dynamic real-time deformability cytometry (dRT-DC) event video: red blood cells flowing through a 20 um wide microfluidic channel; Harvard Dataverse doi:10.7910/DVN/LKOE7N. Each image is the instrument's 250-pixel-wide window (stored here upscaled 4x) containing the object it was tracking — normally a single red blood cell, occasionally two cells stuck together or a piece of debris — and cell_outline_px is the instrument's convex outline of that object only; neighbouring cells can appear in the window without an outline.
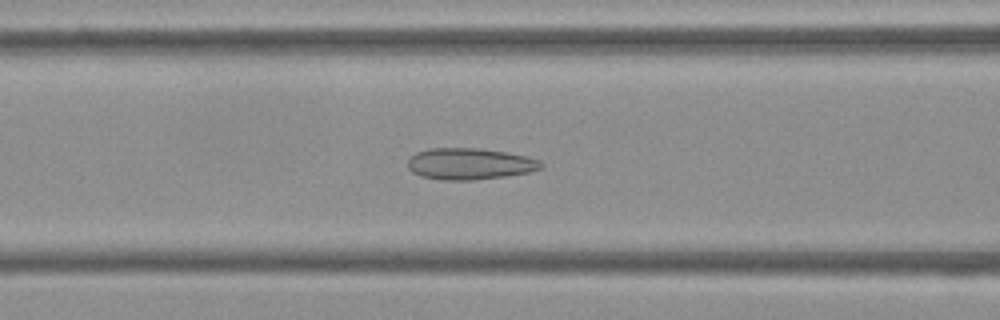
{"species": "Egyptian fruit bat (a non-hibernating species)", "species_latin": "Rousettus aegyptiacus", "temperature_condition": "cold", "stored_images_in_passage": 52, "camera_frame_rate_fps": 3000, "um_per_image_px": 0.085, "frame": {"image": 1, "passage_image": 20, "time_ms": 6.333, "image_size_px": [1000, 320], "cell_outline_px": [[544, 168], [528, 172], [508, 176], [472, 180], [444, 180], [420, 176], [412, 172], [408, 168], [408, 160], [416, 152], [428, 148], [480, 148], [508, 152], [540, 160], [544, 164]], "centroid_in_image_um": [39.94, 13.92], "position_along_channel_um": 126.7, "area_um2": 24.62}}
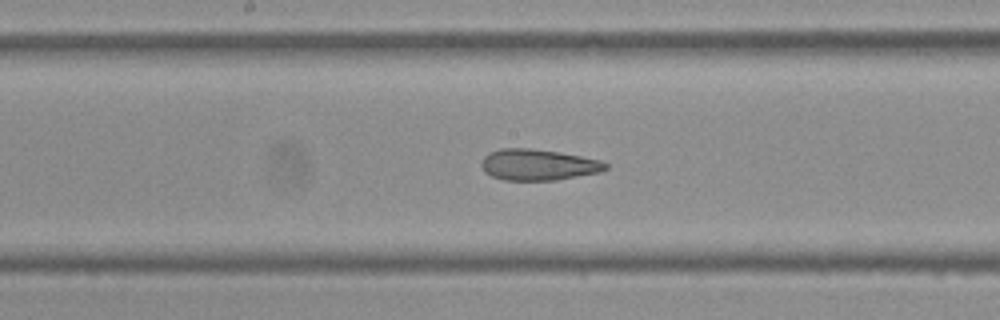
{"frame": {"image": 2, "passage_image": 26, "time_ms": 8.333, "image_size_px": [1000, 320], "cell_outline_px": [[608, 168], [600, 172], [556, 180], [504, 180], [492, 176], [484, 172], [480, 164], [480, 160], [488, 152], [500, 148], [532, 148], [560, 152], [600, 160], [608, 164]], "centroid_in_image_um": [45.7, 13.99], "position_along_channel_um": 202.5, "area_um2": 22.72}}
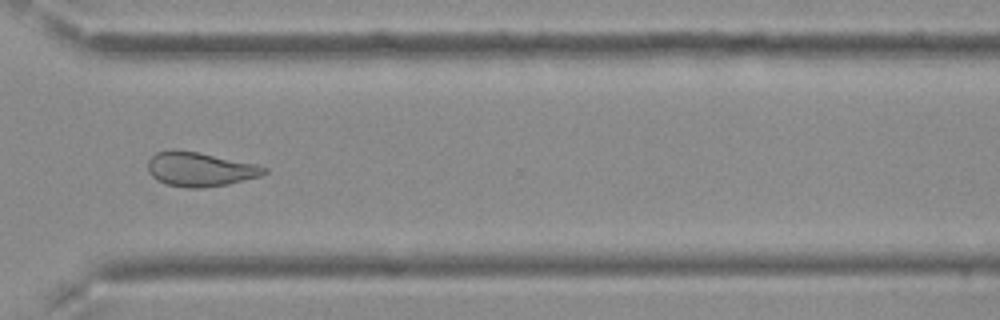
{"frame": {"image": 3, "passage_image": 38, "time_ms": 12.333, "image_size_px": [1000, 320], "cell_outline_px": [[268, 172], [260, 176], [228, 184], [204, 188], [188, 188], [168, 184], [156, 180], [148, 172], [148, 160], [156, 152], [172, 148], [176, 148], [200, 152], [256, 164], [268, 168]], "centroid_in_image_um": [16.98, 14.37], "position_along_channel_um": 353.6, "area_um2": 23.52}, "authors_computed_cell_mechanics": {"area_um2": 24.8251, "velocity_mm_per_s": 3.7791, "shape_relaxation_time_tau1_ms": null, "shape_relaxation_time_tau2_ms": 2.1624, "deformation_change_tau1": null, "deformation_change_tau2": 0.1038}}